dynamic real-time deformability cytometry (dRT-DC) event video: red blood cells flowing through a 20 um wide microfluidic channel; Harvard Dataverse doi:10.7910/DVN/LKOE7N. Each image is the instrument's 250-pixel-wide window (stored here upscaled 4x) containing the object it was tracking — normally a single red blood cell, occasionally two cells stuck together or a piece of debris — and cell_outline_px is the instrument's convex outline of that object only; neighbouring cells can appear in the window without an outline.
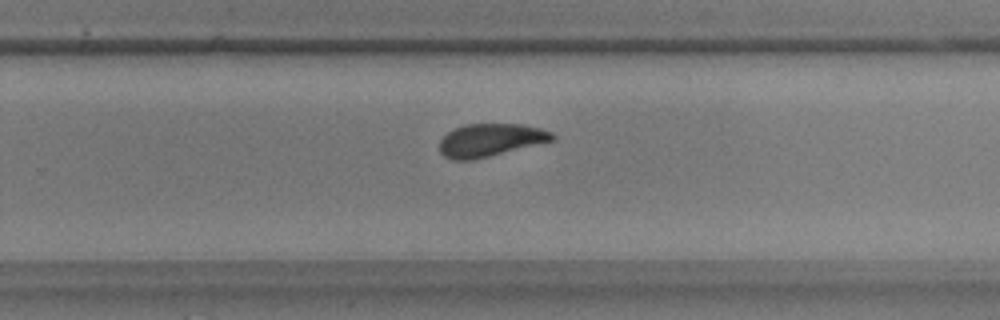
{"species": "common noctule bat (a hibernating species)", "species_latin": "Nyctalus noctula", "temperature_condition": "warm", "stored_images_in_passage": 35, "camera_frame_rate_fps": 3000, "um_per_image_px": 0.085, "animal": {"sex": "male", "body_mass_g": 17.9, "forearm_length_mm": 54.2}, "frame": {"image": 1, "passage_image": 19, "time_ms": 6.0, "image_size_px": [1000, 320], "cell_outline_px": [[556, 140], [472, 160], [452, 160], [444, 156], [440, 152], [440, 140], [448, 132], [464, 124], [524, 124], [540, 128], [552, 132], [556, 136]], "centroid_in_image_um": [41.71, 11.9], "position_along_channel_um": 288.1, "area_um2": 21.62}}
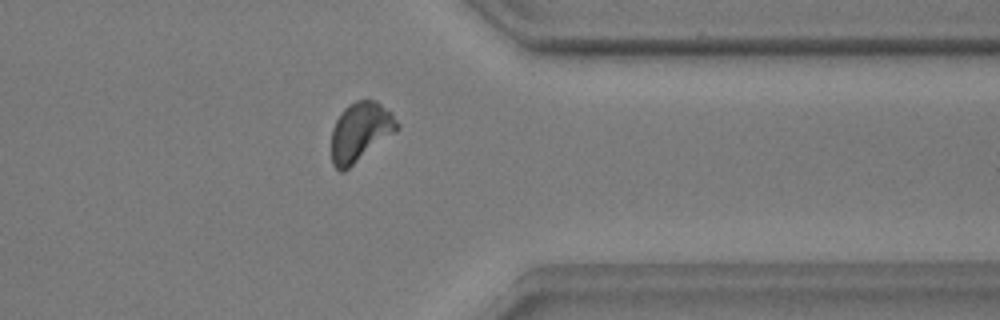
{"frame": {"image": 2, "passage_image": 27, "time_ms": 8.667, "image_size_px": [1000, 320], "cell_outline_px": [[400, 128], [396, 132], [344, 172], [340, 172], [332, 164], [332, 128], [336, 120], [344, 108], [348, 104], [356, 100], [376, 100], [392, 112], [400, 124]], "centroid_in_image_um": [30.65, 11.2], "position_along_channel_um": 380.7, "area_um2": 22.89}}
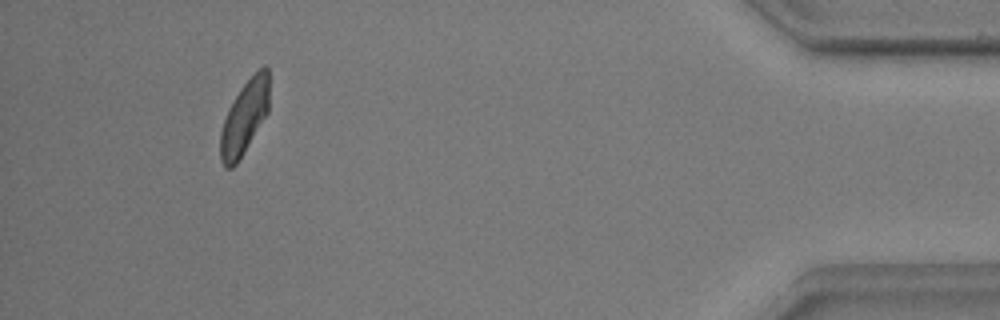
{"frame": {"image": 3, "passage_image": 34, "time_ms": 11.0, "image_size_px": [1000, 320], "cell_outline_px": [[268, 112], [236, 164], [232, 168], [224, 168], [220, 160], [220, 132], [228, 108], [240, 88], [264, 64], [268, 64]], "centroid_in_image_um": [20.76, 9.98], "position_along_channel_um": 414.4, "area_um2": 20.69}}